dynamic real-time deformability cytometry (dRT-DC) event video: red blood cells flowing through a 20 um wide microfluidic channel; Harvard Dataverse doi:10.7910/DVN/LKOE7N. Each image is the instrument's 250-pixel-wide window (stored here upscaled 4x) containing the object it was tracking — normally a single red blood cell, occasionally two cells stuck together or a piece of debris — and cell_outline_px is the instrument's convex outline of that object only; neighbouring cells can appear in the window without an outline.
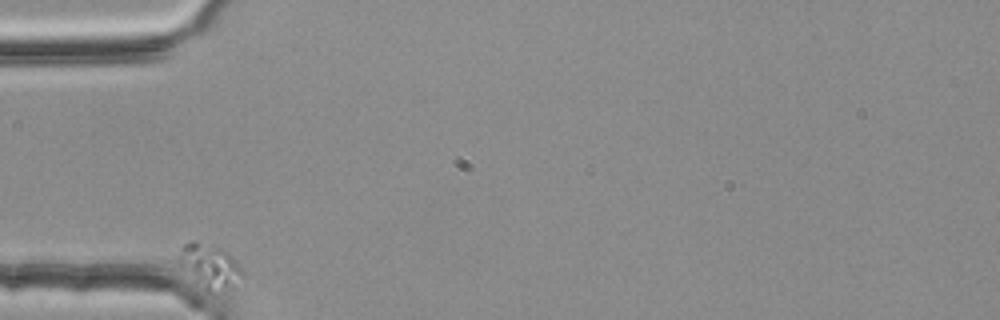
{"species": "common noctule bat (a hibernating species)", "species_latin": "Nyctalus noctula", "temperature_condition": "room temperature", "stored_images_in_passage": 37, "camera_frame_rate_fps": 3000, "um_per_image_px": 0.085, "animal": {"sex": "female", "body_mass_g": 25.1}, "frame": {"image": 1, "passage_image": 1, "time_ms": 0.0, "image_size_px": [1000, 320], "cell_outline_px": [[248, 276], [232, 288], [224, 292], [212, 296], [208, 296], [204, 292], [180, 264], [180, 248], [184, 244], [192, 240], [196, 240], [224, 248], [236, 260]], "centroid_in_image_um": [17.93, 22.7], "position_along_channel_um": 67.1, "area_um2": 17.46}}